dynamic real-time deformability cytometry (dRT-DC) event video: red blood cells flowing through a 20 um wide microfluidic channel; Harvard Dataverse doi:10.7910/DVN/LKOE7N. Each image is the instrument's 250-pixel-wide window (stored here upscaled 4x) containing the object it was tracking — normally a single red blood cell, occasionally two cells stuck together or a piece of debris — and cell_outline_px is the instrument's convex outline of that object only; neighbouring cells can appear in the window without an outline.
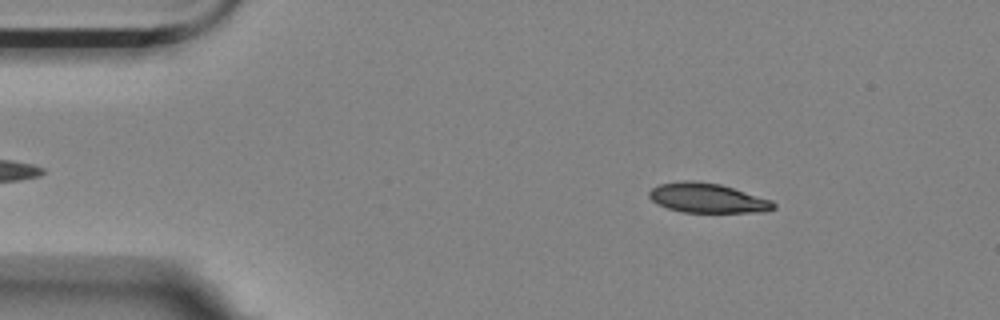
{"species": "Egyptian fruit bat (a non-hibernating species)", "species_latin": "Rousettus aegyptiacus", "temperature_condition": "room temperature", "stored_images_in_passage": 55, "camera_frame_rate_fps": 3000, "um_per_image_px": 0.085, "animal": {"sex": "female"}, "frame": {"image": 1, "passage_image": 7, "time_ms": 2.0, "image_size_px": [1000, 320], "cell_outline_px": [[776, 208], [764, 212], [684, 212], [668, 208], [656, 204], [648, 196], [648, 192], [652, 188], [660, 184], [684, 180], [692, 180], [720, 184], [772, 200], [776, 204]], "centroid_in_image_um": [60.13, 16.83], "position_along_channel_um": 24.9, "area_um2": 21.44}}
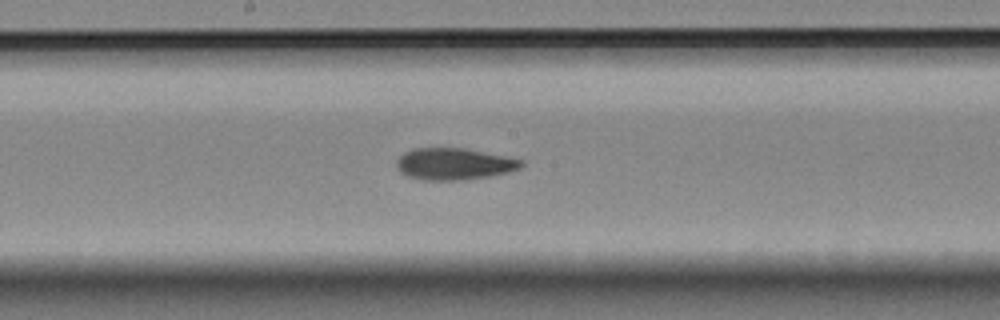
{"frame": {"image": 2, "passage_image": 28, "time_ms": 9.0, "image_size_px": [1000, 320], "cell_outline_px": [[524, 164], [520, 168], [508, 172], [488, 176], [464, 180], [420, 180], [408, 176], [400, 172], [396, 168], [396, 160], [404, 152], [412, 148], [464, 148], [508, 156], [524, 160]], "centroid_in_image_um": [38.59, 13.93], "position_along_channel_um": 209.6, "area_um2": 23.29}}
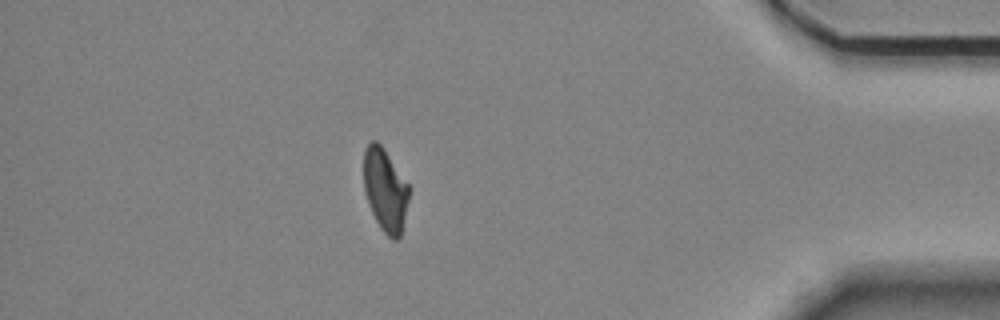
{"frame": {"image": 3, "passage_image": 48, "time_ms": 15.667, "image_size_px": [1000, 320], "cell_outline_px": [[408, 200], [400, 236], [396, 240], [392, 240], [380, 228], [368, 204], [364, 192], [364, 148], [372, 140], [376, 140], [384, 148], [408, 184]], "centroid_in_image_um": [32.71, 16.13], "position_along_channel_um": 402.5, "area_um2": 21.68}, "authors_computed_cell_mechanics": {"area_um2": 22.4842, "velocity_mm_per_s": 3.5211, "shape_relaxation_time_tau1_ms": 7.3064, "shape_relaxation_time_tau2_ms": 8.3278, "deformation_change_tau1": 0.19, "deformation_change_tau2": 0.1276}}